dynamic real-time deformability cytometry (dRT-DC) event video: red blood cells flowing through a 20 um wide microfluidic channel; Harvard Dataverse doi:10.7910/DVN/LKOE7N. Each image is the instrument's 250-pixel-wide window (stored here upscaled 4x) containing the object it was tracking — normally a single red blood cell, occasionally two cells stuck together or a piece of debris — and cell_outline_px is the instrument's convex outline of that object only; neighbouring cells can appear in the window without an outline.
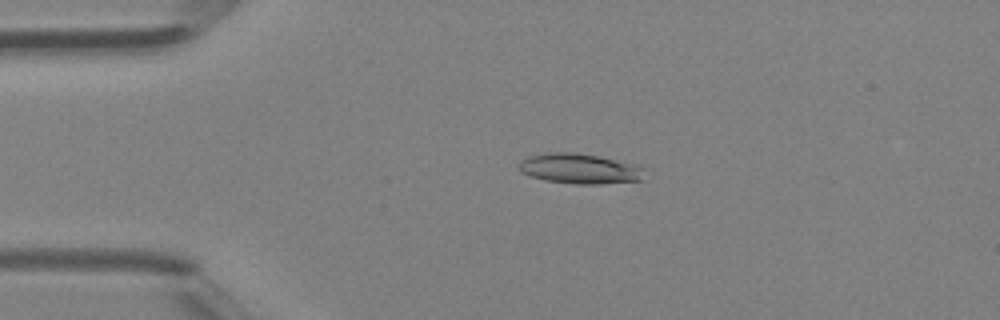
{"species": "Egyptian fruit bat (a non-hibernating species)", "species_latin": "Rousettus aegyptiacus", "temperature_condition": "room temperature", "stored_images_in_passage": 47, "camera_frame_rate_fps": 3000, "um_per_image_px": 0.085, "animal": {"sex": "female"}, "frame": {"image": 1, "passage_image": 11, "time_ms": 3.333, "image_size_px": [1000, 320], "cell_outline_px": [[648, 168], [644, 180], [596, 184], [576, 184], [544, 180], [520, 172], [516, 168], [516, 164], [520, 160], [528, 156], [548, 152], [576, 152], [640, 164]], "centroid_in_image_um": [49.32, 14.33], "position_along_channel_um": 35.7, "area_um2": 22.77}}
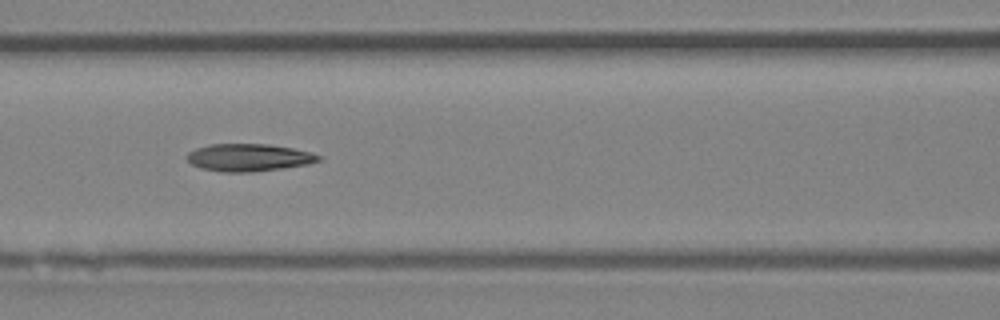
{"frame": {"image": 2, "passage_image": 21, "time_ms": 6.667, "image_size_px": [1000, 320], "cell_outline_px": [[324, 156], [320, 160], [308, 164], [252, 172], [224, 172], [200, 168], [192, 164], [188, 160], [188, 152], [196, 148], [208, 144], [268, 144], [292, 148]], "centroid_in_image_um": [21.14, 13.38], "position_along_channel_um": 145.5, "area_um2": 20.92}}
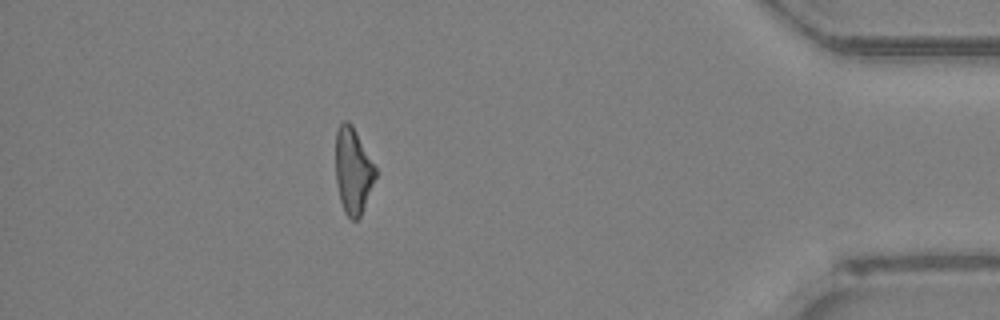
{"frame": {"image": 3, "passage_image": 42, "time_ms": 13.667, "image_size_px": [1000, 320], "cell_outline_px": [[376, 176], [360, 216], [356, 220], [352, 220], [344, 212], [340, 200], [336, 180], [336, 132], [340, 124], [344, 120], [348, 120], [352, 124], [376, 168]], "centroid_in_image_um": [29.99, 14.5], "position_along_channel_um": 405.2, "area_um2": 19.71}, "authors_computed_cell_mechanics": {"area_um2": 20.808, "velocity_mm_per_s": 4.4042, "shape_relaxation_time_tau1_ms": 6.2757, "shape_relaxation_time_tau2_ms": 6.4974, "deformation_change_tau1": 0.1935, "deformation_change_tau2": 0.2145}}